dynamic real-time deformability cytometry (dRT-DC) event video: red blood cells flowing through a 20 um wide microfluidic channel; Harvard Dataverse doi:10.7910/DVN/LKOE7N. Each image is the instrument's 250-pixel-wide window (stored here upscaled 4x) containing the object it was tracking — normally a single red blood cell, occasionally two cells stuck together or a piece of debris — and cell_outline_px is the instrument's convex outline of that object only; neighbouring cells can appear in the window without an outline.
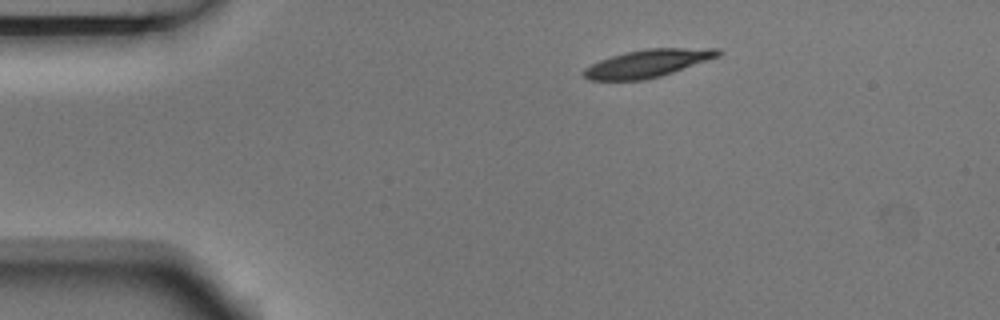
{"species": "Egyptian fruit bat (a non-hibernating species)", "species_latin": "Rousettus aegyptiacus", "temperature_condition": "room temperature", "stored_images_in_passage": 8, "camera_frame_rate_fps": 3000, "um_per_image_px": 0.085, "animal": {"sex": "male"}, "frame": {"image": 1, "passage_image": 1, "time_ms": 0.0, "image_size_px": [1000, 320], "cell_outline_px": [[724, 52], [720, 56], [660, 76], [644, 80], [588, 80], [580, 72], [584, 68], [600, 60], [624, 52], [648, 48], [720, 48]], "centroid_in_image_um": [55.05, 5.38], "position_along_channel_um": 29.9, "area_um2": 21.73}}
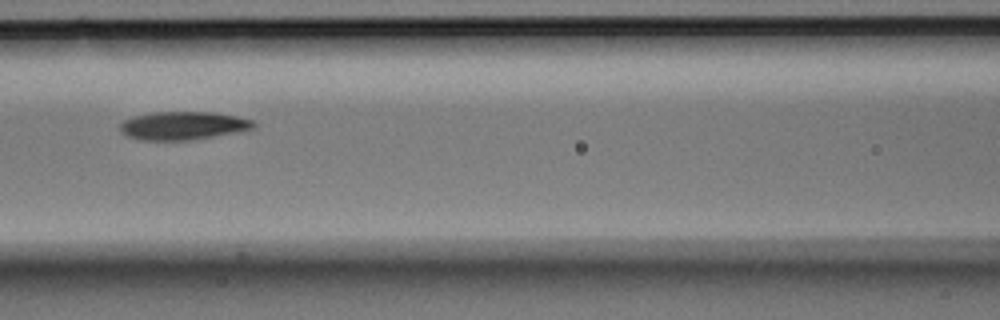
{"frame": {"image": 2, "passage_image": 5, "time_ms": 1.333, "image_size_px": [1000, 320], "cell_outline_px": [[256, 124], [252, 128], [236, 132], [192, 140], [140, 140], [128, 136], [120, 132], [120, 124], [124, 120], [132, 116], [152, 112], [216, 112], [236, 116], [252, 120]], "centroid_in_image_um": [15.52, 10.67], "position_along_channel_um": 151.1, "area_um2": 21.96}}
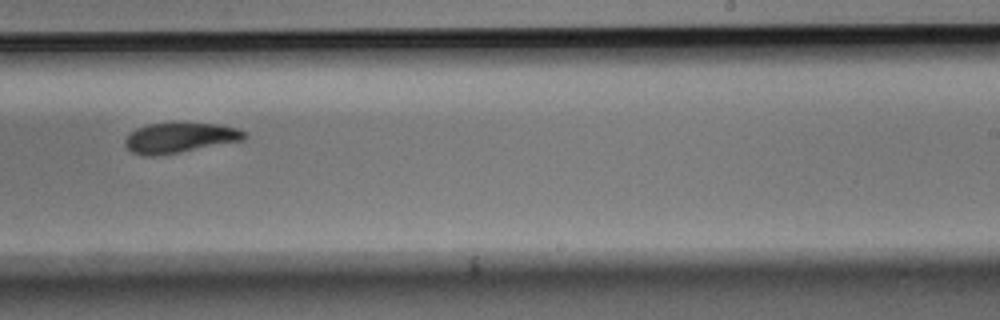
{"frame": {"image": 3, "passage_image": 8, "time_ms": 2.333, "image_size_px": [1000, 320], "cell_outline_px": [[248, 136], [244, 140], [176, 152], [152, 156], [144, 156], [132, 152], [124, 144], [124, 140], [136, 128], [148, 124], [220, 124], [236, 128], [248, 132]], "centroid_in_image_um": [15.3, 11.71], "position_along_channel_um": 273.7, "area_um2": 20.46}}